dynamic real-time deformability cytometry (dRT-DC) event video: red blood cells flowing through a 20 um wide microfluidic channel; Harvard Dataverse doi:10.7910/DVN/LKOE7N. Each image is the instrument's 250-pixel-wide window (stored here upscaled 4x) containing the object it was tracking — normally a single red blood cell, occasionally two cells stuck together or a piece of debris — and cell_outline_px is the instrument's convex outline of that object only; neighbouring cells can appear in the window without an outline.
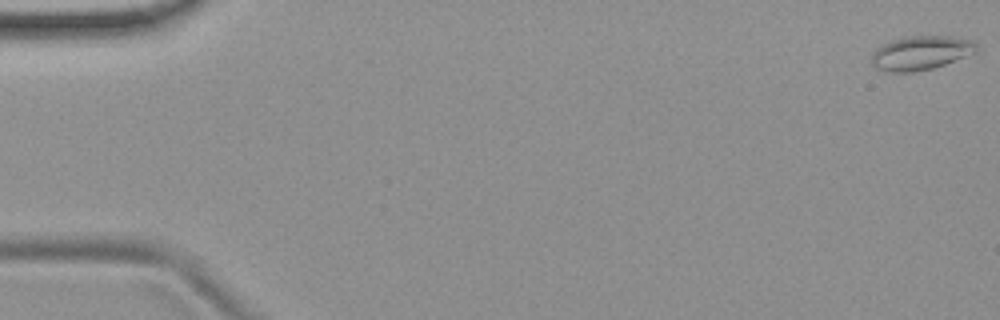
{"species": "common noctule bat (a hibernating species)", "species_latin": "Nyctalus noctula", "temperature_condition": "room temperature", "stored_images_in_passage": 17, "camera_frame_rate_fps": 3000, "um_per_image_px": 0.085, "animal": {"sex": "female", "body_mass_g": 19.9}, "frame": {"image": 1, "passage_image": 1, "time_ms": 0.0, "image_size_px": [1000, 320], "cell_outline_px": [[980, 48], [976, 52], [944, 64], [932, 68], [916, 72], [884, 72], [876, 68], [872, 64], [872, 52], [876, 48], [892, 40], [904, 36], [948, 36], [972, 40]], "centroid_in_image_um": [78.25, 4.5], "position_along_channel_um": 6.8, "area_um2": 20.87}}